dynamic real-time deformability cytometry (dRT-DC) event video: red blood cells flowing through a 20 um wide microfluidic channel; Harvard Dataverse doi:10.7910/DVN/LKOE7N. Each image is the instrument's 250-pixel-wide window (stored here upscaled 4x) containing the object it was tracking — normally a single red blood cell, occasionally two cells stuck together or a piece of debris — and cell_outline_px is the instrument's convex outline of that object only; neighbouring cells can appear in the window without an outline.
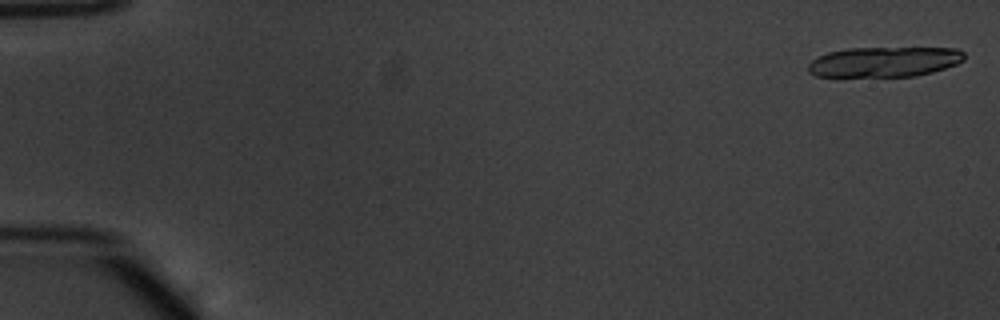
{"species": "common noctule bat (a hibernating species)", "species_latin": "Nyctalus noctula", "temperature_condition": "warm", "stored_images_in_passage": 22, "camera_frame_rate_fps": 3000, "um_per_image_px": 0.085, "animal": {"sex": "male", "body_mass_g": 20.1, "forearm_length_mm": 53.5}, "frame": {"image": 1, "passage_image": 1, "time_ms": 0.0, "image_size_px": [1000, 320], "cell_outline_px": [[964, 60], [956, 64], [932, 72], [916, 76], [816, 76], [808, 72], [808, 64], [812, 60], [828, 52], [848, 48], [956, 48], [964, 52]], "centroid_in_image_um": [75.17, 5.25], "position_along_channel_um": 9.8, "area_um2": 27.28}}